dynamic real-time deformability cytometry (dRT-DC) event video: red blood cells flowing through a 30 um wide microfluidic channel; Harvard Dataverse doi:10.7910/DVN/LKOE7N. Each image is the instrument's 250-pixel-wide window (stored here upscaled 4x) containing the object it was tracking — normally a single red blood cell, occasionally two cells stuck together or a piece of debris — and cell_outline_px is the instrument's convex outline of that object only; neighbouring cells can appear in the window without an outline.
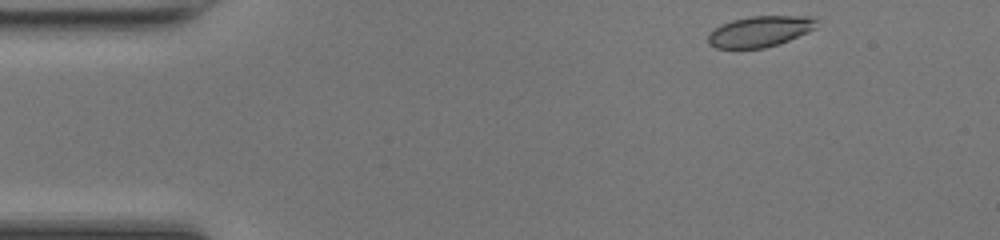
{"species": "common noctule bat (a hibernating species)", "species_latin": "Nyctalus noctula", "temperature_condition": "room temperature", "stored_images_in_passage": 43, "camera_frame_rate_fps": 3000, "um_per_image_px": 0.085, "animal": {"sex": "female", "body_mass_g": 17.0, "forearm_length_mm": 48.0}, "frame": {"image": 1, "passage_image": 1, "time_ms": 0.0, "image_size_px": [1000, 240], "cell_outline_px": [[816, 28], [808, 32], [788, 40], [764, 48], [716, 48], [708, 44], [708, 36], [720, 24], [732, 20], [752, 16], [816, 16]], "centroid_in_image_um": [64.6, 2.66], "position_along_channel_um": 20.4, "area_um2": 19.36}}
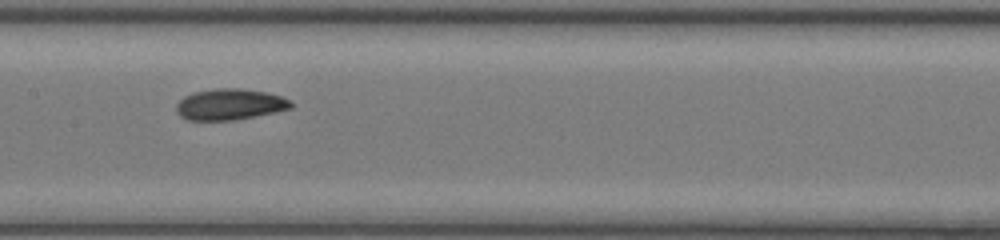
{"frame": {"image": 2, "passage_image": 19, "time_ms": 6.0, "image_size_px": [1000, 240], "cell_outline_px": [[292, 108], [276, 112], [236, 120], [188, 120], [180, 116], [176, 112], [176, 104], [184, 96], [192, 92], [216, 88], [240, 88], [264, 92], [280, 96], [292, 100]], "centroid_in_image_um": [19.52, 8.87], "position_along_channel_um": 187.9, "area_um2": 20.92}}
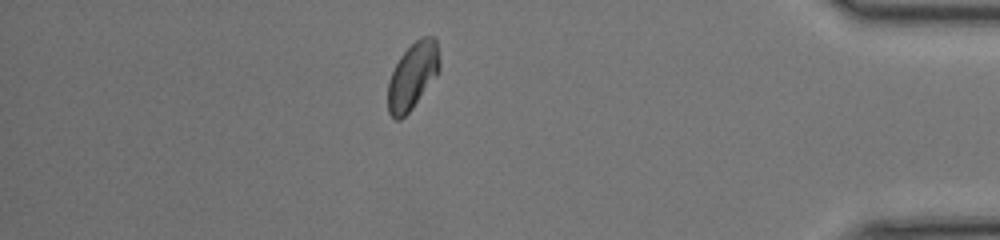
{"frame": {"image": 3, "passage_image": 37, "time_ms": 12.0, "image_size_px": [1000, 240], "cell_outline_px": [[440, 68], [436, 76], [412, 108], [400, 120], [396, 120], [388, 112], [388, 80], [400, 56], [420, 36], [436, 36], [440, 60]], "centroid_in_image_um": [35.08, 6.42], "position_along_channel_um": 400.1, "area_um2": 20.0}, "authors_computed_cell_mechanics": {"area_um2": 20.2878, "velocity_mm_per_s": 4.2707, "shape_relaxation_time_tau1_ms": 7.4316, "shape_relaxation_time_tau2_ms": 2.8553, "deformation_change_tau1": 0.1494, "deformation_change_tau2": 0.056}}